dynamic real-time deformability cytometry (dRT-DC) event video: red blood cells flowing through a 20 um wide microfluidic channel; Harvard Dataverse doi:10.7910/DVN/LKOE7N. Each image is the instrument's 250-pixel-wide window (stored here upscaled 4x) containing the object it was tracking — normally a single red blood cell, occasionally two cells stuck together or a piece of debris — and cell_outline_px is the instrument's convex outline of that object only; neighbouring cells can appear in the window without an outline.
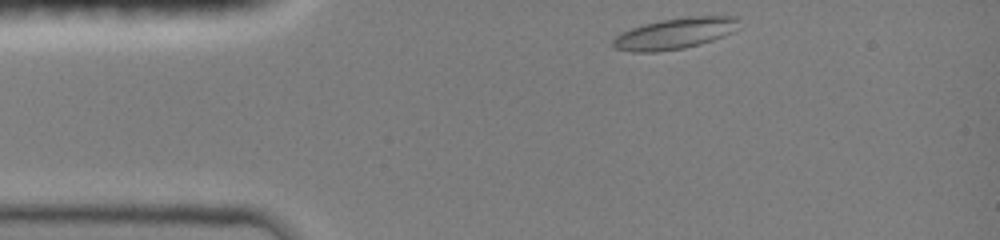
{"species": "common noctule bat (a hibernating species)", "species_latin": "Nyctalus noctula", "temperature_condition": "room temperature", "stored_images_in_passage": 35, "camera_frame_rate_fps": 3000, "um_per_image_px": 0.085, "animal": {"sex": "female", "body_mass_g": 19.0, "forearm_length_mm": 51.5}, "frame": {"image": 1, "passage_image": 1, "time_ms": 0.0, "image_size_px": [1000, 240], "cell_outline_px": [[736, 20], [732, 32], [724, 36], [700, 44], [684, 48], [656, 52], [632, 52], [616, 48], [612, 44], [612, 40], [620, 32], [644, 24], [660, 20], [684, 16], [736, 16]], "centroid_in_image_um": [57.3, 2.85], "position_along_channel_um": 27.7, "area_um2": 22.6}}
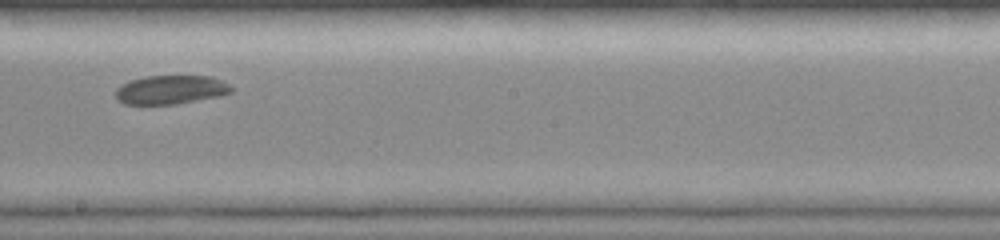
{"frame": {"image": 2, "passage_image": 20, "time_ms": 6.333, "image_size_px": [1000, 240], "cell_outline_px": [[236, 88], [232, 92], [220, 96], [176, 104], [124, 104], [116, 100], [116, 88], [120, 84], [144, 76], [212, 76]], "centroid_in_image_um": [14.52, 7.63], "position_along_channel_um": 233.7, "area_um2": 19.59}}
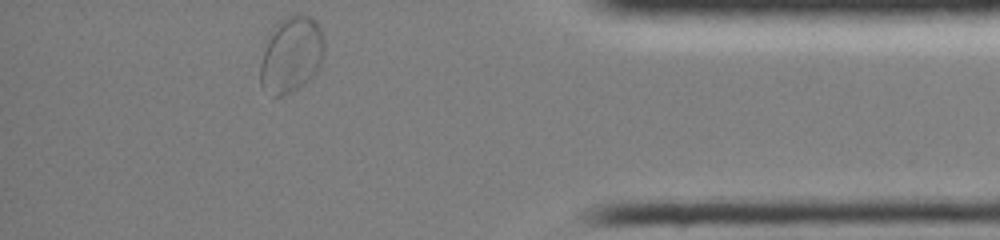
{"frame": {"image": 3, "passage_image": 35, "time_ms": 11.333, "image_size_px": [1000, 240], "cell_outline_px": [[324, 56], [316, 72], [308, 80], [296, 88], [280, 96], [272, 96], [260, 84], [260, 64], [272, 28], [280, 20], [296, 12], [312, 16], [316, 20], [324, 36]], "centroid_in_image_um": [24.79, 4.59], "position_along_channel_um": 410.4, "area_um2": 28.38}, "authors_computed_cell_mechanics": {"area_um2": 20.9236, "velocity_mm_per_s": 3.9767, "shape_relaxation_time_tau1_ms": null, "shape_relaxation_time_tau2_ms": 3.3051, "deformation_change_tau1": null, "deformation_change_tau2": 0.0502}}